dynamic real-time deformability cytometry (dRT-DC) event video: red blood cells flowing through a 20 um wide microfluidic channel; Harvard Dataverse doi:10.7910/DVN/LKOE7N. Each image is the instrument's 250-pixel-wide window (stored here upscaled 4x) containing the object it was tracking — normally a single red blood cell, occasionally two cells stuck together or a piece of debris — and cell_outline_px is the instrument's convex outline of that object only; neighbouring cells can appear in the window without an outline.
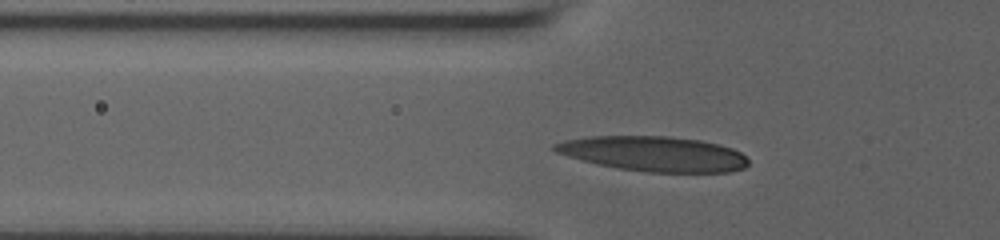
{"species": "human", "species_latin": "Homo sapiens", "temperature_condition": "room temperature", "stored_images_in_passage": 8, "camera_frame_rate_fps": 3000, "um_per_image_px": 0.085, "donor": {"sex": "male"}, "frame": {"image": 1, "passage_image": 4, "time_ms": 1.0, "image_size_px": [1000, 240], "cell_outline_px": [[748, 164], [744, 168], [728, 172], [648, 172], [616, 168], [596, 164], [580, 160], [556, 152], [552, 148], [552, 144], [564, 140], [588, 136], [668, 136], [700, 140], [720, 144], [732, 148], [740, 152], [748, 160]], "centroid_in_image_um": [55.54, 13.07], "position_along_channel_um": 70.3, "area_um2": 39.65}}
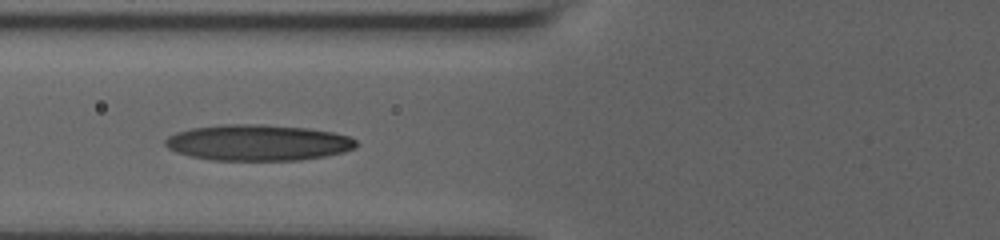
{"frame": {"image": 2, "passage_image": 5, "time_ms": 1.333, "image_size_px": [1000, 240], "cell_outline_px": [[356, 148], [344, 152], [324, 156], [300, 160], [212, 160], [192, 156], [176, 152], [168, 148], [164, 144], [164, 140], [168, 136], [176, 132], [192, 128], [224, 124], [264, 124], [308, 128], [332, 132], [348, 136], [356, 140]], "centroid_in_image_um": [21.92, 12.12], "position_along_channel_um": 103.9, "area_um2": 40.11}}
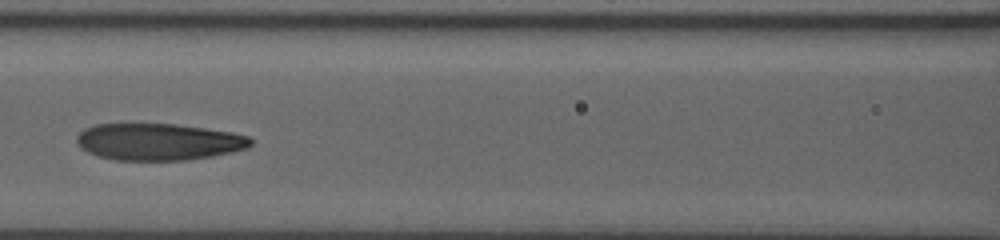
{"frame": {"image": 3, "passage_image": 7, "time_ms": 2.0, "image_size_px": [1000, 240], "cell_outline_px": [[252, 144], [248, 148], [232, 152], [212, 156], [184, 160], [116, 160], [96, 156], [80, 148], [76, 144], [76, 136], [84, 128], [96, 124], [176, 124], [232, 132], [248, 136], [252, 140]], "centroid_in_image_um": [13.45, 12.05], "position_along_channel_um": 153.2, "area_um2": 37.51}}